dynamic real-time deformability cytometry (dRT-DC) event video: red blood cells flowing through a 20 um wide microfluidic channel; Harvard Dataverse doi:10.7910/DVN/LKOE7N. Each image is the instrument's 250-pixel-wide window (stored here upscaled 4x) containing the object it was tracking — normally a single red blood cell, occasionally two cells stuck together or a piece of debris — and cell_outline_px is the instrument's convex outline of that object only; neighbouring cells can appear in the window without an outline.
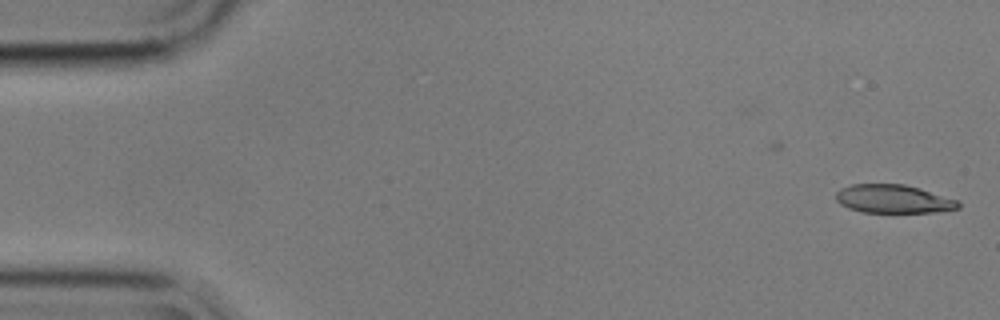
{"species": "common noctule bat (a hibernating species)", "species_latin": "Nyctalus noctula", "temperature_condition": "cold", "stored_images_in_passage": 52, "camera_frame_rate_fps": 3000, "um_per_image_px": 0.085, "animal": {"sex": "male", "body_mass_g": 17.9}, "frame": {"image": 1, "passage_image": 1, "time_ms": 0.0, "image_size_px": [1000, 320], "cell_outline_px": [[960, 208], [932, 212], [860, 212], [848, 208], [840, 204], [836, 200], [836, 192], [840, 188], [852, 184], [904, 184], [920, 188], [956, 200], [960, 204]], "centroid_in_image_um": [75.88, 16.9], "position_along_channel_um": 9.1, "area_um2": 20.17}}
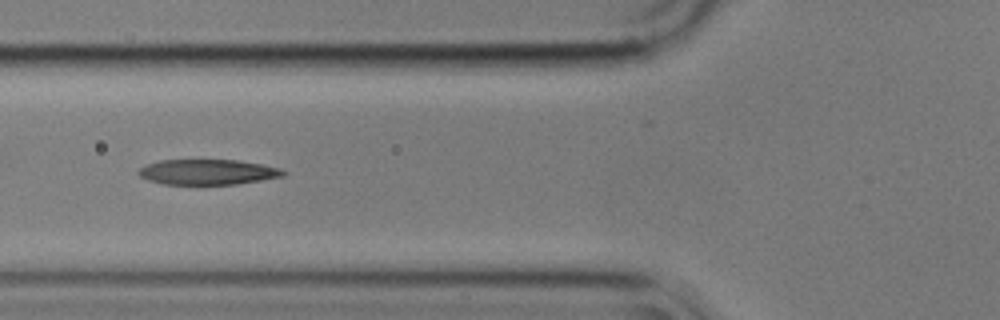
{"frame": {"image": 2, "passage_image": 20, "time_ms": 6.333, "image_size_px": [1000, 320], "cell_outline_px": [[288, 172], [284, 176], [236, 184], [164, 184], [148, 180], [140, 176], [136, 172], [140, 168], [148, 164], [160, 160], [236, 160], [260, 164], [280, 168]], "centroid_in_image_um": [17.65, 14.62], "position_along_channel_um": 108.1, "area_um2": 21.21}}
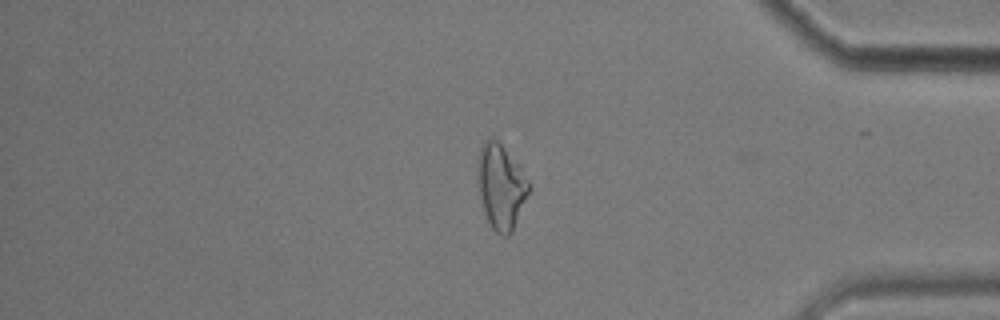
{"frame": {"image": 3, "passage_image": 46, "time_ms": 15.0, "image_size_px": [1000, 320], "cell_outline_px": [[532, 188], [512, 232], [508, 236], [504, 236], [496, 232], [492, 228], [484, 212], [480, 196], [476, 172], [476, 164], [480, 148], [484, 140], [496, 140], [520, 164]], "centroid_in_image_um": [42.6, 15.86], "position_along_channel_um": 392.6, "area_um2": 25.61}}